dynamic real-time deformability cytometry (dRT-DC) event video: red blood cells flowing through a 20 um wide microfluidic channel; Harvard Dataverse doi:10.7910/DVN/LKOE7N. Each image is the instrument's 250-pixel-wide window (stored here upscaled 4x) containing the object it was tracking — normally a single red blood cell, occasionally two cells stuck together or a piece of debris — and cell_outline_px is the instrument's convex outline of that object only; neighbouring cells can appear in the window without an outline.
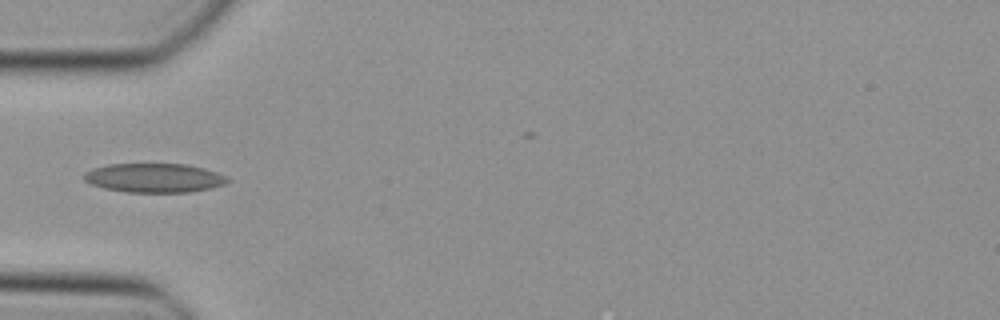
{"species": "Egyptian fruit bat (a non-hibernating species)", "species_latin": "Rousettus aegyptiacus", "temperature_condition": "cold", "stored_images_in_passage": 4, "camera_frame_rate_fps": 3000, "um_per_image_px": 0.085, "animal": {"sex": "female"}, "frame": {"image": 1, "passage_image": 1, "time_ms": 0.0, "image_size_px": [1000, 320], "cell_outline_px": [[232, 180], [224, 184], [212, 188], [188, 192], [124, 192], [104, 188], [92, 184], [84, 180], [84, 172], [92, 168], [108, 164], [188, 164], [204, 168], [216, 172]], "centroid_in_image_um": [13.1, 15.12], "position_along_channel_um": 71.9, "area_um2": 24.39}}
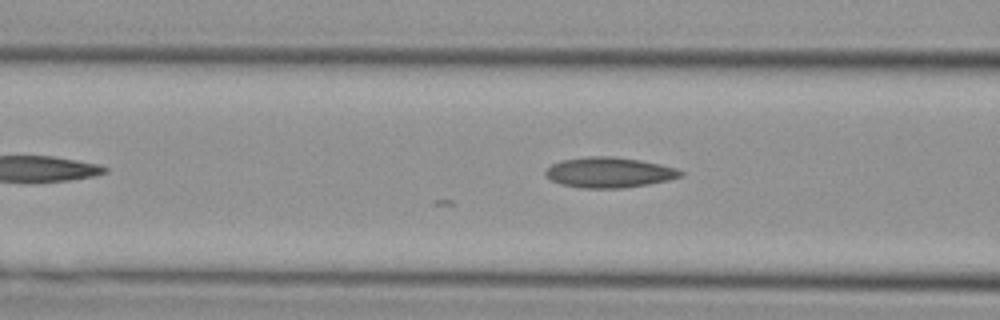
{"frame": {"image": 2, "passage_image": 4, "time_ms": 1.0, "image_size_px": [1000, 320], "cell_outline_px": [[684, 176], [668, 180], [648, 184], [620, 188], [580, 188], [560, 184], [552, 180], [544, 172], [552, 164], [560, 160], [588, 156], [612, 156], [640, 160], [660, 164], [676, 168], [684, 172]], "centroid_in_image_um": [51.79, 14.65], "position_along_channel_um": 114.8, "area_um2": 23.93}}